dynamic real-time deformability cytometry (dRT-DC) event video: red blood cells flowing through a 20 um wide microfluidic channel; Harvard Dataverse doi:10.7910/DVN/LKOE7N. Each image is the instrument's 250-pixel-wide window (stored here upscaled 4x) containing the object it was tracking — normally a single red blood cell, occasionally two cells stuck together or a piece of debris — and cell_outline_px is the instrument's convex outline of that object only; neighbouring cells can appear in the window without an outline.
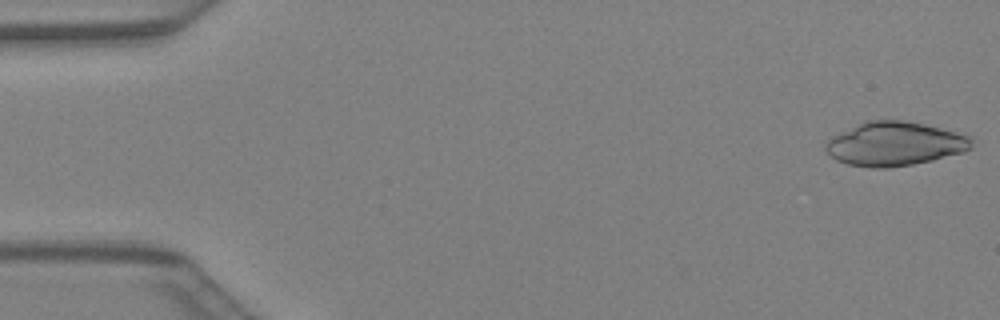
{"species": "Egyptian fruit bat (a non-hibernating species)", "species_latin": "Rousettus aegyptiacus", "temperature_condition": "warm", "stored_images_in_passage": 41, "camera_frame_rate_fps": 3000, "um_per_image_px": 0.085, "animal": {"sex": "female"}, "frame": {"image": 1, "passage_image": 1, "time_ms": 0.0, "image_size_px": [1000, 320], "cell_outline_px": [[972, 148], [964, 152], [932, 160], [912, 164], [888, 168], [872, 168], [848, 164], [836, 160], [824, 148], [824, 144], [832, 136], [840, 132], [868, 120], [900, 120], [924, 124], [972, 136]], "centroid_in_image_um": [76.06, 12.23], "position_along_channel_um": 8.9, "area_um2": 37.22}}